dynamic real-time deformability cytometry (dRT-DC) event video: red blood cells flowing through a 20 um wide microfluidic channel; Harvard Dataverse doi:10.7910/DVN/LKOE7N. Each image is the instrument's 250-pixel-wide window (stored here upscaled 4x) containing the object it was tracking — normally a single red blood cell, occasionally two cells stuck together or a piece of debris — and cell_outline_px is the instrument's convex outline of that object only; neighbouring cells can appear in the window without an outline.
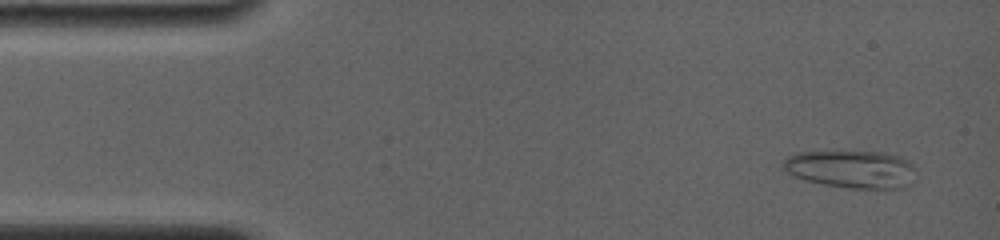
{"species": "common noctule bat (a hibernating species)", "species_latin": "Nyctalus noctula", "temperature_condition": "room temperature", "stored_images_in_passage": 30, "camera_frame_rate_fps": 4000, "um_per_image_px": 0.085, "animal": {"sex": "female", "body_mass_g": 19.0, "forearm_length_mm": 56.7}, "frame": {"image": 1, "passage_image": 2, "time_ms": 0.75, "image_size_px": [1000, 240], "cell_outline_px": [[916, 168], [908, 184], [904, 188], [848, 188], [824, 184], [804, 180], [792, 176], [780, 164], [788, 156], [800, 152], [880, 152], [900, 156], [908, 160]], "centroid_in_image_um": [72.35, 14.38], "position_along_channel_um": 12.7, "area_um2": 29.02}}
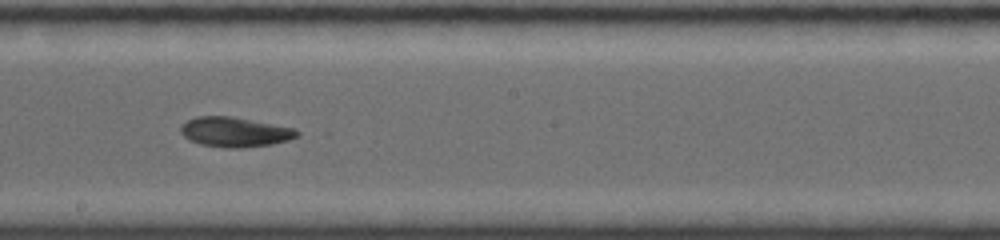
{"frame": {"image": 2, "passage_image": 17, "time_ms": 9.0, "image_size_px": [1000, 240], "cell_outline_px": [[300, 136], [288, 140], [272, 144], [244, 148], [228, 148], [200, 144], [184, 136], [180, 132], [180, 124], [196, 116], [232, 116], [296, 128], [300, 132]], "centroid_in_image_um": [19.99, 11.21], "position_along_channel_um": 228.2, "area_um2": 20.4}}
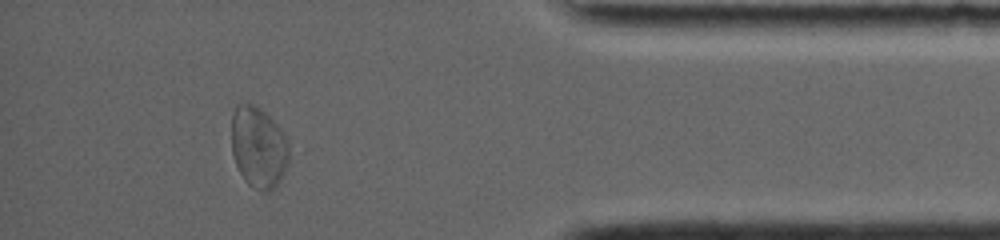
{"frame": {"image": 3, "passage_image": 27, "time_ms": 14.5, "image_size_px": [1000, 240], "cell_outline_px": [[288, 164], [284, 172], [276, 184], [268, 192], [260, 192], [248, 184], [244, 180], [236, 164], [232, 152], [232, 112], [236, 104], [256, 104], [280, 128], [288, 140]], "centroid_in_image_um": [21.96, 12.51], "position_along_channel_um": 413.2, "area_um2": 27.17}, "authors_computed_cell_mechanics": {"area_um2": 21.5883, "velocity_mm_per_s": 3.7962, "shape_relaxation_time_tau1_ms": 8.2131, "shape_relaxation_time_tau2_ms": 2.777, "deformation_change_tau1": 0.23, "deformation_change_tau2": 0.0824}}